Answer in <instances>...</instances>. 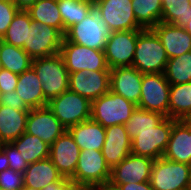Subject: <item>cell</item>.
Listing matches in <instances>:
<instances>
[{
	"mask_svg": "<svg viewBox=\"0 0 191 190\" xmlns=\"http://www.w3.org/2000/svg\"><path fill=\"white\" fill-rule=\"evenodd\" d=\"M189 190H191V164L189 165Z\"/></svg>",
	"mask_w": 191,
	"mask_h": 190,
	"instance_id": "48",
	"label": "cell"
},
{
	"mask_svg": "<svg viewBox=\"0 0 191 190\" xmlns=\"http://www.w3.org/2000/svg\"><path fill=\"white\" fill-rule=\"evenodd\" d=\"M19 9L27 10L37 0H12Z\"/></svg>",
	"mask_w": 191,
	"mask_h": 190,
	"instance_id": "44",
	"label": "cell"
},
{
	"mask_svg": "<svg viewBox=\"0 0 191 190\" xmlns=\"http://www.w3.org/2000/svg\"><path fill=\"white\" fill-rule=\"evenodd\" d=\"M142 78L143 74L132 66L110 69V91L138 105Z\"/></svg>",
	"mask_w": 191,
	"mask_h": 190,
	"instance_id": "18",
	"label": "cell"
},
{
	"mask_svg": "<svg viewBox=\"0 0 191 190\" xmlns=\"http://www.w3.org/2000/svg\"><path fill=\"white\" fill-rule=\"evenodd\" d=\"M31 21L32 19L28 11L19 9L0 40L10 45L23 48L24 41L27 40L28 28H30Z\"/></svg>",
	"mask_w": 191,
	"mask_h": 190,
	"instance_id": "32",
	"label": "cell"
},
{
	"mask_svg": "<svg viewBox=\"0 0 191 190\" xmlns=\"http://www.w3.org/2000/svg\"><path fill=\"white\" fill-rule=\"evenodd\" d=\"M175 119L165 117L152 129L139 131L131 140V153L156 160L163 157Z\"/></svg>",
	"mask_w": 191,
	"mask_h": 190,
	"instance_id": "6",
	"label": "cell"
},
{
	"mask_svg": "<svg viewBox=\"0 0 191 190\" xmlns=\"http://www.w3.org/2000/svg\"><path fill=\"white\" fill-rule=\"evenodd\" d=\"M186 122L191 126V115L186 119Z\"/></svg>",
	"mask_w": 191,
	"mask_h": 190,
	"instance_id": "50",
	"label": "cell"
},
{
	"mask_svg": "<svg viewBox=\"0 0 191 190\" xmlns=\"http://www.w3.org/2000/svg\"><path fill=\"white\" fill-rule=\"evenodd\" d=\"M163 157L174 162L191 164V126L186 120H176L173 123Z\"/></svg>",
	"mask_w": 191,
	"mask_h": 190,
	"instance_id": "20",
	"label": "cell"
},
{
	"mask_svg": "<svg viewBox=\"0 0 191 190\" xmlns=\"http://www.w3.org/2000/svg\"><path fill=\"white\" fill-rule=\"evenodd\" d=\"M60 54L69 73L78 71H110L104 51L69 42L63 38Z\"/></svg>",
	"mask_w": 191,
	"mask_h": 190,
	"instance_id": "8",
	"label": "cell"
},
{
	"mask_svg": "<svg viewBox=\"0 0 191 190\" xmlns=\"http://www.w3.org/2000/svg\"><path fill=\"white\" fill-rule=\"evenodd\" d=\"M12 144L29 164L49 158L50 145L37 136L24 132Z\"/></svg>",
	"mask_w": 191,
	"mask_h": 190,
	"instance_id": "28",
	"label": "cell"
},
{
	"mask_svg": "<svg viewBox=\"0 0 191 190\" xmlns=\"http://www.w3.org/2000/svg\"><path fill=\"white\" fill-rule=\"evenodd\" d=\"M111 32L142 29L133 13L131 0H94Z\"/></svg>",
	"mask_w": 191,
	"mask_h": 190,
	"instance_id": "14",
	"label": "cell"
},
{
	"mask_svg": "<svg viewBox=\"0 0 191 190\" xmlns=\"http://www.w3.org/2000/svg\"><path fill=\"white\" fill-rule=\"evenodd\" d=\"M1 104L9 106L16 110L30 111L31 109L25 104L16 91L2 94Z\"/></svg>",
	"mask_w": 191,
	"mask_h": 190,
	"instance_id": "40",
	"label": "cell"
},
{
	"mask_svg": "<svg viewBox=\"0 0 191 190\" xmlns=\"http://www.w3.org/2000/svg\"><path fill=\"white\" fill-rule=\"evenodd\" d=\"M72 182L69 178L62 177L58 182L47 185L42 190H69Z\"/></svg>",
	"mask_w": 191,
	"mask_h": 190,
	"instance_id": "42",
	"label": "cell"
},
{
	"mask_svg": "<svg viewBox=\"0 0 191 190\" xmlns=\"http://www.w3.org/2000/svg\"><path fill=\"white\" fill-rule=\"evenodd\" d=\"M116 188L118 190H153L150 181L141 183L119 184Z\"/></svg>",
	"mask_w": 191,
	"mask_h": 190,
	"instance_id": "41",
	"label": "cell"
},
{
	"mask_svg": "<svg viewBox=\"0 0 191 190\" xmlns=\"http://www.w3.org/2000/svg\"><path fill=\"white\" fill-rule=\"evenodd\" d=\"M69 190H102V186L71 184Z\"/></svg>",
	"mask_w": 191,
	"mask_h": 190,
	"instance_id": "43",
	"label": "cell"
},
{
	"mask_svg": "<svg viewBox=\"0 0 191 190\" xmlns=\"http://www.w3.org/2000/svg\"><path fill=\"white\" fill-rule=\"evenodd\" d=\"M24 188L23 173L11 169L0 172V189L22 190Z\"/></svg>",
	"mask_w": 191,
	"mask_h": 190,
	"instance_id": "37",
	"label": "cell"
},
{
	"mask_svg": "<svg viewBox=\"0 0 191 190\" xmlns=\"http://www.w3.org/2000/svg\"><path fill=\"white\" fill-rule=\"evenodd\" d=\"M19 75L7 69L0 72V90L1 93L13 92L16 90Z\"/></svg>",
	"mask_w": 191,
	"mask_h": 190,
	"instance_id": "39",
	"label": "cell"
},
{
	"mask_svg": "<svg viewBox=\"0 0 191 190\" xmlns=\"http://www.w3.org/2000/svg\"><path fill=\"white\" fill-rule=\"evenodd\" d=\"M94 0H62L57 2L63 21V35L73 25L81 22L89 13Z\"/></svg>",
	"mask_w": 191,
	"mask_h": 190,
	"instance_id": "31",
	"label": "cell"
},
{
	"mask_svg": "<svg viewBox=\"0 0 191 190\" xmlns=\"http://www.w3.org/2000/svg\"><path fill=\"white\" fill-rule=\"evenodd\" d=\"M153 163L152 158L130 153L111 169L108 184L116 188L119 184L150 181Z\"/></svg>",
	"mask_w": 191,
	"mask_h": 190,
	"instance_id": "13",
	"label": "cell"
},
{
	"mask_svg": "<svg viewBox=\"0 0 191 190\" xmlns=\"http://www.w3.org/2000/svg\"><path fill=\"white\" fill-rule=\"evenodd\" d=\"M32 68L42 83L48 102L69 89V71L60 53L33 59Z\"/></svg>",
	"mask_w": 191,
	"mask_h": 190,
	"instance_id": "2",
	"label": "cell"
},
{
	"mask_svg": "<svg viewBox=\"0 0 191 190\" xmlns=\"http://www.w3.org/2000/svg\"><path fill=\"white\" fill-rule=\"evenodd\" d=\"M80 151L70 132L65 130L50 146L49 158L58 172L70 179L75 173Z\"/></svg>",
	"mask_w": 191,
	"mask_h": 190,
	"instance_id": "17",
	"label": "cell"
},
{
	"mask_svg": "<svg viewBox=\"0 0 191 190\" xmlns=\"http://www.w3.org/2000/svg\"><path fill=\"white\" fill-rule=\"evenodd\" d=\"M23 176L24 187L41 190L49 184L58 182L63 177L50 158L30 163Z\"/></svg>",
	"mask_w": 191,
	"mask_h": 190,
	"instance_id": "25",
	"label": "cell"
},
{
	"mask_svg": "<svg viewBox=\"0 0 191 190\" xmlns=\"http://www.w3.org/2000/svg\"><path fill=\"white\" fill-rule=\"evenodd\" d=\"M47 106L66 129L91 117V102L69 89L51 99Z\"/></svg>",
	"mask_w": 191,
	"mask_h": 190,
	"instance_id": "5",
	"label": "cell"
},
{
	"mask_svg": "<svg viewBox=\"0 0 191 190\" xmlns=\"http://www.w3.org/2000/svg\"><path fill=\"white\" fill-rule=\"evenodd\" d=\"M1 99H2V93H1V90H0V104H1Z\"/></svg>",
	"mask_w": 191,
	"mask_h": 190,
	"instance_id": "52",
	"label": "cell"
},
{
	"mask_svg": "<svg viewBox=\"0 0 191 190\" xmlns=\"http://www.w3.org/2000/svg\"><path fill=\"white\" fill-rule=\"evenodd\" d=\"M170 84L164 73L143 74L138 108L168 117Z\"/></svg>",
	"mask_w": 191,
	"mask_h": 190,
	"instance_id": "11",
	"label": "cell"
},
{
	"mask_svg": "<svg viewBox=\"0 0 191 190\" xmlns=\"http://www.w3.org/2000/svg\"><path fill=\"white\" fill-rule=\"evenodd\" d=\"M9 169V161L6 153L0 148V172Z\"/></svg>",
	"mask_w": 191,
	"mask_h": 190,
	"instance_id": "45",
	"label": "cell"
},
{
	"mask_svg": "<svg viewBox=\"0 0 191 190\" xmlns=\"http://www.w3.org/2000/svg\"><path fill=\"white\" fill-rule=\"evenodd\" d=\"M191 115V82L170 85L168 117L186 120Z\"/></svg>",
	"mask_w": 191,
	"mask_h": 190,
	"instance_id": "26",
	"label": "cell"
},
{
	"mask_svg": "<svg viewBox=\"0 0 191 190\" xmlns=\"http://www.w3.org/2000/svg\"><path fill=\"white\" fill-rule=\"evenodd\" d=\"M169 58L153 29H142L138 34L132 67L142 74L164 73Z\"/></svg>",
	"mask_w": 191,
	"mask_h": 190,
	"instance_id": "1",
	"label": "cell"
},
{
	"mask_svg": "<svg viewBox=\"0 0 191 190\" xmlns=\"http://www.w3.org/2000/svg\"><path fill=\"white\" fill-rule=\"evenodd\" d=\"M69 90L93 102L110 91V71L69 73Z\"/></svg>",
	"mask_w": 191,
	"mask_h": 190,
	"instance_id": "15",
	"label": "cell"
},
{
	"mask_svg": "<svg viewBox=\"0 0 191 190\" xmlns=\"http://www.w3.org/2000/svg\"><path fill=\"white\" fill-rule=\"evenodd\" d=\"M153 30L160 38L169 59L191 51V35L183 27L160 22Z\"/></svg>",
	"mask_w": 191,
	"mask_h": 190,
	"instance_id": "21",
	"label": "cell"
},
{
	"mask_svg": "<svg viewBox=\"0 0 191 190\" xmlns=\"http://www.w3.org/2000/svg\"><path fill=\"white\" fill-rule=\"evenodd\" d=\"M0 60L2 67L16 74H22L32 67L33 59L21 47L0 40Z\"/></svg>",
	"mask_w": 191,
	"mask_h": 190,
	"instance_id": "27",
	"label": "cell"
},
{
	"mask_svg": "<svg viewBox=\"0 0 191 190\" xmlns=\"http://www.w3.org/2000/svg\"><path fill=\"white\" fill-rule=\"evenodd\" d=\"M22 190H41V189H35V188H30V187H24Z\"/></svg>",
	"mask_w": 191,
	"mask_h": 190,
	"instance_id": "49",
	"label": "cell"
},
{
	"mask_svg": "<svg viewBox=\"0 0 191 190\" xmlns=\"http://www.w3.org/2000/svg\"><path fill=\"white\" fill-rule=\"evenodd\" d=\"M150 183L153 190H189V164L158 158L152 166Z\"/></svg>",
	"mask_w": 191,
	"mask_h": 190,
	"instance_id": "9",
	"label": "cell"
},
{
	"mask_svg": "<svg viewBox=\"0 0 191 190\" xmlns=\"http://www.w3.org/2000/svg\"><path fill=\"white\" fill-rule=\"evenodd\" d=\"M110 175L111 169L101 150L85 149L80 151L75 173L70 180L77 185L104 186L108 184Z\"/></svg>",
	"mask_w": 191,
	"mask_h": 190,
	"instance_id": "7",
	"label": "cell"
},
{
	"mask_svg": "<svg viewBox=\"0 0 191 190\" xmlns=\"http://www.w3.org/2000/svg\"><path fill=\"white\" fill-rule=\"evenodd\" d=\"M41 86L40 79L31 67L19 74L15 91L30 109L41 108L48 105Z\"/></svg>",
	"mask_w": 191,
	"mask_h": 190,
	"instance_id": "23",
	"label": "cell"
},
{
	"mask_svg": "<svg viewBox=\"0 0 191 190\" xmlns=\"http://www.w3.org/2000/svg\"><path fill=\"white\" fill-rule=\"evenodd\" d=\"M164 76L170 85L191 82V51L169 59Z\"/></svg>",
	"mask_w": 191,
	"mask_h": 190,
	"instance_id": "33",
	"label": "cell"
},
{
	"mask_svg": "<svg viewBox=\"0 0 191 190\" xmlns=\"http://www.w3.org/2000/svg\"><path fill=\"white\" fill-rule=\"evenodd\" d=\"M65 130L48 106L31 109L28 113L25 132L39 137L50 146Z\"/></svg>",
	"mask_w": 191,
	"mask_h": 190,
	"instance_id": "16",
	"label": "cell"
},
{
	"mask_svg": "<svg viewBox=\"0 0 191 190\" xmlns=\"http://www.w3.org/2000/svg\"><path fill=\"white\" fill-rule=\"evenodd\" d=\"M19 8L12 0H0V39L10 26Z\"/></svg>",
	"mask_w": 191,
	"mask_h": 190,
	"instance_id": "38",
	"label": "cell"
},
{
	"mask_svg": "<svg viewBox=\"0 0 191 190\" xmlns=\"http://www.w3.org/2000/svg\"><path fill=\"white\" fill-rule=\"evenodd\" d=\"M64 35L53 26L31 21L23 49L32 58L47 57L60 53Z\"/></svg>",
	"mask_w": 191,
	"mask_h": 190,
	"instance_id": "10",
	"label": "cell"
},
{
	"mask_svg": "<svg viewBox=\"0 0 191 190\" xmlns=\"http://www.w3.org/2000/svg\"><path fill=\"white\" fill-rule=\"evenodd\" d=\"M164 118L165 116L160 113L143 110L137 107L136 110L131 114L128 122L124 124V127L127 134L129 135V138L132 140L136 135L139 134V131L152 129Z\"/></svg>",
	"mask_w": 191,
	"mask_h": 190,
	"instance_id": "35",
	"label": "cell"
},
{
	"mask_svg": "<svg viewBox=\"0 0 191 190\" xmlns=\"http://www.w3.org/2000/svg\"><path fill=\"white\" fill-rule=\"evenodd\" d=\"M28 113L0 104V145L14 142L26 131Z\"/></svg>",
	"mask_w": 191,
	"mask_h": 190,
	"instance_id": "22",
	"label": "cell"
},
{
	"mask_svg": "<svg viewBox=\"0 0 191 190\" xmlns=\"http://www.w3.org/2000/svg\"><path fill=\"white\" fill-rule=\"evenodd\" d=\"M80 150H102L105 142V128L91 119L67 129Z\"/></svg>",
	"mask_w": 191,
	"mask_h": 190,
	"instance_id": "24",
	"label": "cell"
},
{
	"mask_svg": "<svg viewBox=\"0 0 191 190\" xmlns=\"http://www.w3.org/2000/svg\"><path fill=\"white\" fill-rule=\"evenodd\" d=\"M137 105L112 91L91 102L90 119L100 123L104 128L124 125L128 122Z\"/></svg>",
	"mask_w": 191,
	"mask_h": 190,
	"instance_id": "4",
	"label": "cell"
},
{
	"mask_svg": "<svg viewBox=\"0 0 191 190\" xmlns=\"http://www.w3.org/2000/svg\"><path fill=\"white\" fill-rule=\"evenodd\" d=\"M102 155L112 169L131 153V139L124 125H113L105 128V142Z\"/></svg>",
	"mask_w": 191,
	"mask_h": 190,
	"instance_id": "19",
	"label": "cell"
},
{
	"mask_svg": "<svg viewBox=\"0 0 191 190\" xmlns=\"http://www.w3.org/2000/svg\"><path fill=\"white\" fill-rule=\"evenodd\" d=\"M0 148L6 153L9 161V169L24 173L29 163L22 157L21 153L12 143H4Z\"/></svg>",
	"mask_w": 191,
	"mask_h": 190,
	"instance_id": "36",
	"label": "cell"
},
{
	"mask_svg": "<svg viewBox=\"0 0 191 190\" xmlns=\"http://www.w3.org/2000/svg\"><path fill=\"white\" fill-rule=\"evenodd\" d=\"M110 34L111 31L101 17L99 8L93 4L88 15L70 27L64 37L69 42L103 51Z\"/></svg>",
	"mask_w": 191,
	"mask_h": 190,
	"instance_id": "3",
	"label": "cell"
},
{
	"mask_svg": "<svg viewBox=\"0 0 191 190\" xmlns=\"http://www.w3.org/2000/svg\"><path fill=\"white\" fill-rule=\"evenodd\" d=\"M3 67H2V63H1V60H0V72L2 71Z\"/></svg>",
	"mask_w": 191,
	"mask_h": 190,
	"instance_id": "51",
	"label": "cell"
},
{
	"mask_svg": "<svg viewBox=\"0 0 191 190\" xmlns=\"http://www.w3.org/2000/svg\"><path fill=\"white\" fill-rule=\"evenodd\" d=\"M27 11L33 21L53 26L63 34V21L57 2L53 0H37Z\"/></svg>",
	"mask_w": 191,
	"mask_h": 190,
	"instance_id": "30",
	"label": "cell"
},
{
	"mask_svg": "<svg viewBox=\"0 0 191 190\" xmlns=\"http://www.w3.org/2000/svg\"><path fill=\"white\" fill-rule=\"evenodd\" d=\"M141 30L111 32L103 50L109 69L132 66L136 42Z\"/></svg>",
	"mask_w": 191,
	"mask_h": 190,
	"instance_id": "12",
	"label": "cell"
},
{
	"mask_svg": "<svg viewBox=\"0 0 191 190\" xmlns=\"http://www.w3.org/2000/svg\"><path fill=\"white\" fill-rule=\"evenodd\" d=\"M137 24L142 29H153L162 18V0H131Z\"/></svg>",
	"mask_w": 191,
	"mask_h": 190,
	"instance_id": "29",
	"label": "cell"
},
{
	"mask_svg": "<svg viewBox=\"0 0 191 190\" xmlns=\"http://www.w3.org/2000/svg\"><path fill=\"white\" fill-rule=\"evenodd\" d=\"M191 19V6L188 0H162L161 22L185 27Z\"/></svg>",
	"mask_w": 191,
	"mask_h": 190,
	"instance_id": "34",
	"label": "cell"
},
{
	"mask_svg": "<svg viewBox=\"0 0 191 190\" xmlns=\"http://www.w3.org/2000/svg\"><path fill=\"white\" fill-rule=\"evenodd\" d=\"M102 190H118V189L110 186L109 184H106V185L102 186Z\"/></svg>",
	"mask_w": 191,
	"mask_h": 190,
	"instance_id": "46",
	"label": "cell"
},
{
	"mask_svg": "<svg viewBox=\"0 0 191 190\" xmlns=\"http://www.w3.org/2000/svg\"><path fill=\"white\" fill-rule=\"evenodd\" d=\"M184 29L191 35V19L188 21V24L184 27Z\"/></svg>",
	"mask_w": 191,
	"mask_h": 190,
	"instance_id": "47",
	"label": "cell"
}]
</instances>
